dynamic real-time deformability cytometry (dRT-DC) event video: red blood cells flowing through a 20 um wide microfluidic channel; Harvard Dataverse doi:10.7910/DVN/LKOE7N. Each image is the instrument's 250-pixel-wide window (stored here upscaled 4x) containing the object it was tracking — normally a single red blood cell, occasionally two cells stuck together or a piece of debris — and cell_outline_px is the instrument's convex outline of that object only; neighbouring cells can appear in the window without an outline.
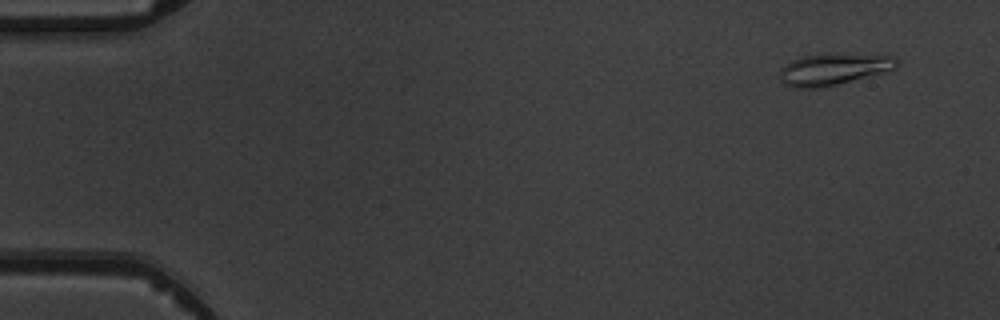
{"species": "common noctule bat (a hibernating species)", "species_latin": "Nyctalus noctula", "temperature_condition": "warm", "stored_images_in_passage": 7, "camera_frame_rate_fps": 3000, "um_per_image_px": 0.085, "animal": {"sex": "male", "body_mass_g": 19.5, "forearm_length_mm": 54.6}, "frame": {"image": 1, "passage_image": 1, "time_ms": 0.0, "image_size_px": [1000, 320], "cell_outline_px": [[896, 68], [888, 72], [836, 84], [816, 88], [788, 88], [780, 80], [780, 68], [784, 64], [792, 60], [804, 56], [824, 52], [832, 52], [892, 56], [896, 60]], "centroid_in_image_um": [70.81, 5.86], "position_along_channel_um": 14.2, "area_um2": 22.02}}
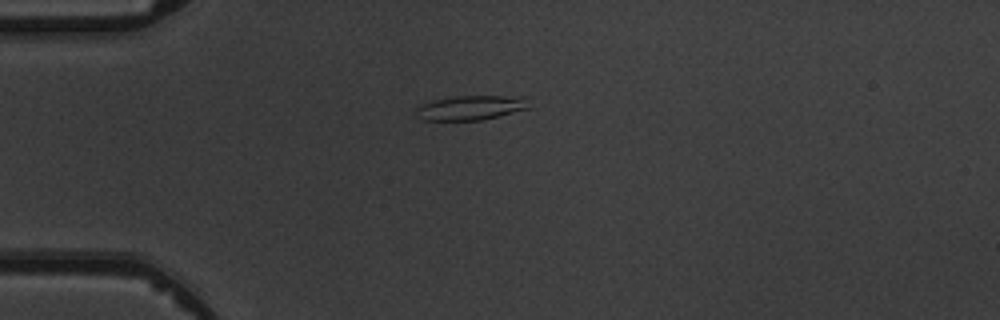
{"frame": {"image": 2, "passage_image": 4, "time_ms": 3.333, "image_size_px": [1000, 320], "cell_outline_px": [[532, 108], [480, 120], [420, 120], [416, 116], [416, 108], [420, 104], [432, 100], [452, 96], [532, 96]], "centroid_in_image_um": [40.1, 9.13], "position_along_channel_um": 44.9, "area_um2": 16.7}}
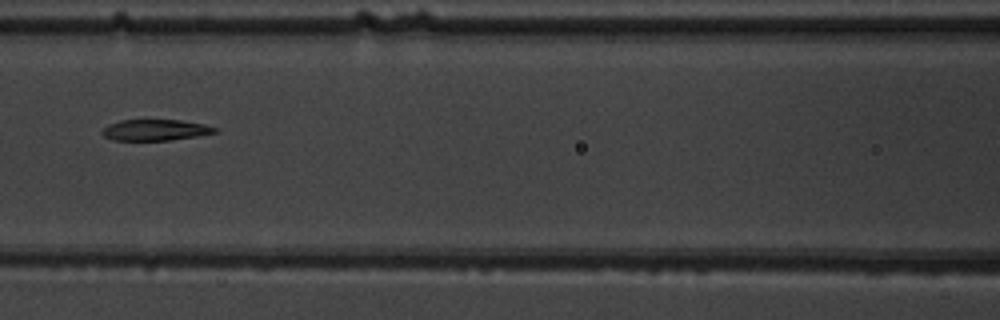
{"frame": {"image": 3, "passage_image": 7, "time_ms": 6.667, "image_size_px": [1000, 320], "cell_outline_px": [[220, 132], [172, 140], [112, 140], [104, 136], [100, 132], [108, 124], [120, 120], [180, 120], [204, 124], [216, 128]], "centroid_in_image_um": [13.2, 11.05], "position_along_channel_um": 153.4, "area_um2": 13.87}}